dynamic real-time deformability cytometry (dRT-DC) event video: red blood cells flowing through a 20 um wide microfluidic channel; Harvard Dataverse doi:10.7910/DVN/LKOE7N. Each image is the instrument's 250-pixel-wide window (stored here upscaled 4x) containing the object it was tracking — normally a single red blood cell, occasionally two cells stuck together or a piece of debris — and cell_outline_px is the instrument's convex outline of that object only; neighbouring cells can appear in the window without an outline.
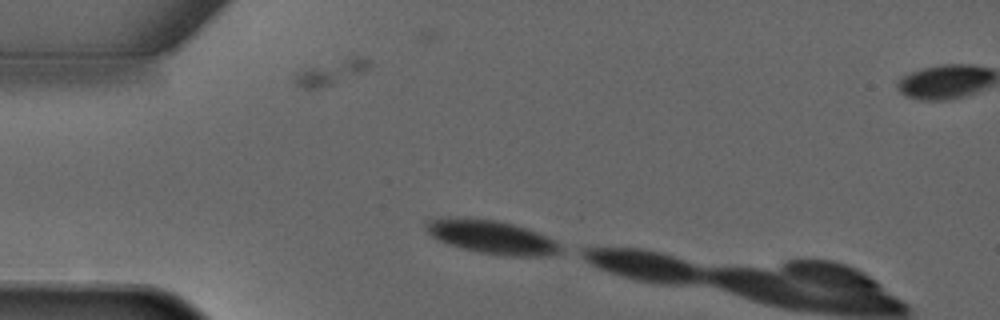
{"species": "common noctule bat (a hibernating species)", "species_latin": "Nyctalus noctula", "temperature_condition": "warm", "stored_images_in_passage": 3, "camera_frame_rate_fps": 3000, "um_per_image_px": 0.085, "animal": {"sex": "male", "forearm_length_mm": 52.5}, "frame": {"image": 1, "passage_image": 2, "time_ms": 2.0, "image_size_px": [1000, 320], "cell_outline_px": [[368, 68], [364, 72], [320, 88], [304, 88], [296, 84], [296, 72], [308, 68], [352, 56], [356, 56], [368, 60]], "centroid_in_image_um": [28.15, 6.15], "position_along_channel_um": 56.9, "area_um2": 10.17}}